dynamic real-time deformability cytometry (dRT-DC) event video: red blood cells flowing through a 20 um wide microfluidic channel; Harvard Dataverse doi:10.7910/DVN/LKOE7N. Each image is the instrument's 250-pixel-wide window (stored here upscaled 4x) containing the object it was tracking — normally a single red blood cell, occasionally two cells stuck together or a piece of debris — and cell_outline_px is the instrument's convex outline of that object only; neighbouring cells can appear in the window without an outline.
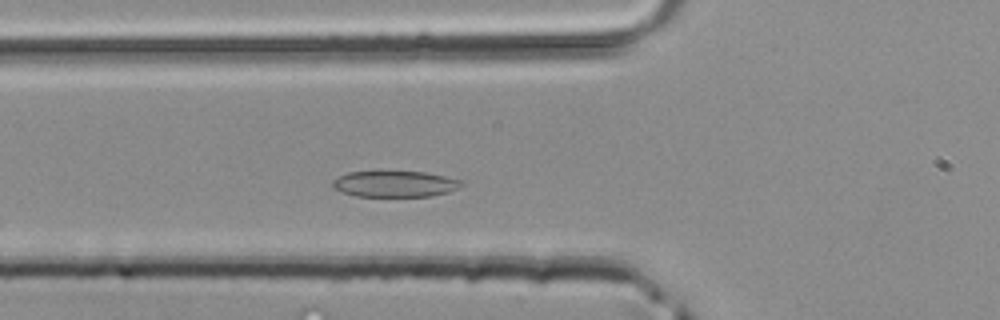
{"species": "common noctule bat (a hibernating species)", "species_latin": "Nyctalus noctula", "temperature_condition": "room temperature", "stored_images_in_passage": 38, "camera_frame_rate_fps": 3000, "um_per_image_px": 0.085, "animal": {"sex": "male", "body_mass_g": 20.4}, "frame": {"image": 1, "passage_image": 10, "time_ms": 3.0, "image_size_px": [1000, 320], "cell_outline_px": [[464, 184], [460, 188], [448, 192], [428, 196], [356, 196], [340, 192], [332, 188], [332, 180], [348, 172], [424, 172], [464, 180]], "centroid_in_image_um": [33.57, 15.64], "position_along_channel_um": 92.2, "area_um2": 19.59}}
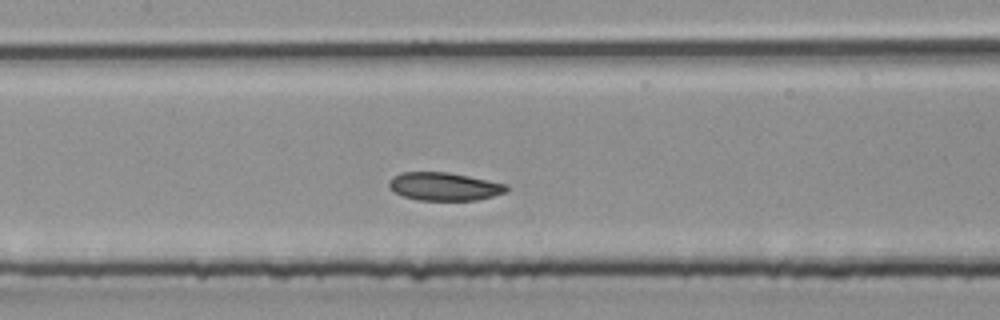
{"frame": {"image": 2, "passage_image": 15, "time_ms": 4.667, "image_size_px": [1000, 320], "cell_outline_px": [[508, 188], [504, 192], [492, 196], [476, 200], [416, 200], [392, 192], [388, 188], [388, 180], [392, 176], [400, 172], [448, 172], [508, 184]], "centroid_in_image_um": [37.69, 15.84], "position_along_channel_um": 169.7, "area_um2": 19.36}}
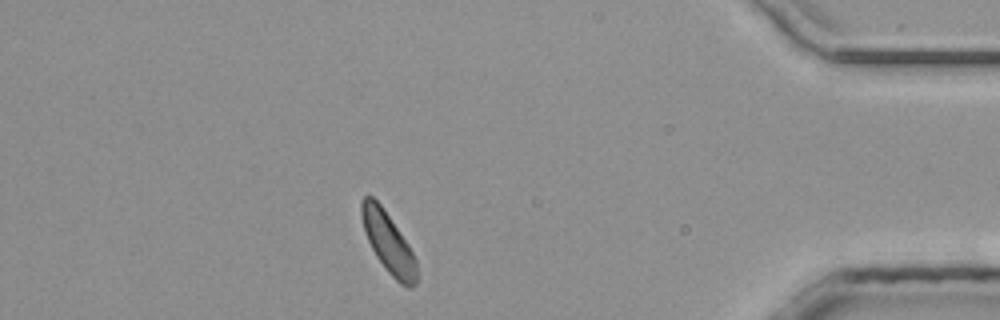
{"frame": {"image": 3, "passage_image": 33, "time_ms": 10.667, "image_size_px": [1000, 320], "cell_outline_px": [[416, 284], [412, 288], [408, 288], [400, 284], [388, 272], [376, 256], [368, 240], [364, 228], [360, 212], [360, 200], [364, 196], [372, 196], [380, 204], [408, 244], [416, 260]], "centroid_in_image_um": [32.99, 20.63], "position_along_channel_um": 402.2, "area_um2": 19.07}}